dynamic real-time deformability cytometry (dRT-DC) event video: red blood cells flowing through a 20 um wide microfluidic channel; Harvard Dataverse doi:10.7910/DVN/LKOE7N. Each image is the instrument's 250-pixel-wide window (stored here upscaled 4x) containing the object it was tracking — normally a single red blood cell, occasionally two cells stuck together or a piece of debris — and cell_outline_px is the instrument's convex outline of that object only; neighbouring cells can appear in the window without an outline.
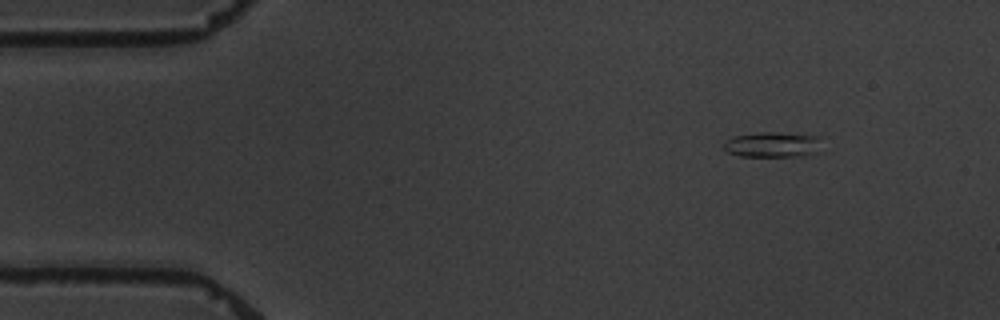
{"species": "common noctule bat (a hibernating species)", "species_latin": "Nyctalus noctula", "temperature_condition": "warm", "stored_images_in_passage": 5, "camera_frame_rate_fps": 3000, "um_per_image_px": 0.085, "animal": {"sex": "male", "body_mass_g": 19.5, "forearm_length_mm": 54.6}, "frame": {"image": 1, "passage_image": 1, "time_ms": 0.0, "image_size_px": [1000, 320], "cell_outline_px": [[820, 136], [816, 152], [796, 156], [740, 156], [724, 152], [724, 144], [732, 136], [760, 132], [772, 132]], "centroid_in_image_um": [65.58, 12.29], "position_along_channel_um": 19.4, "area_um2": 14.22}}
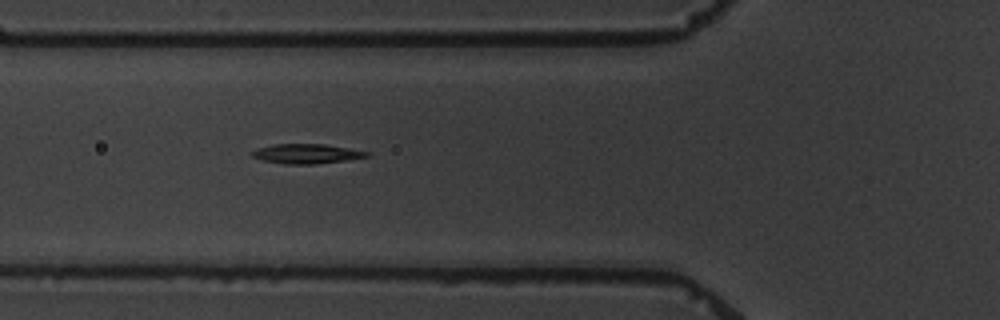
{"frame": {"image": 2, "passage_image": 5, "time_ms": 4.667, "image_size_px": [1000, 320], "cell_outline_px": [[368, 156], [344, 160], [312, 164], [284, 164], [264, 160], [252, 156], [248, 152], [256, 148], [272, 144], [324, 144], [348, 148], [368, 152]], "centroid_in_image_um": [25.96, 13.06], "position_along_channel_um": 99.8, "area_um2": 12.95}}